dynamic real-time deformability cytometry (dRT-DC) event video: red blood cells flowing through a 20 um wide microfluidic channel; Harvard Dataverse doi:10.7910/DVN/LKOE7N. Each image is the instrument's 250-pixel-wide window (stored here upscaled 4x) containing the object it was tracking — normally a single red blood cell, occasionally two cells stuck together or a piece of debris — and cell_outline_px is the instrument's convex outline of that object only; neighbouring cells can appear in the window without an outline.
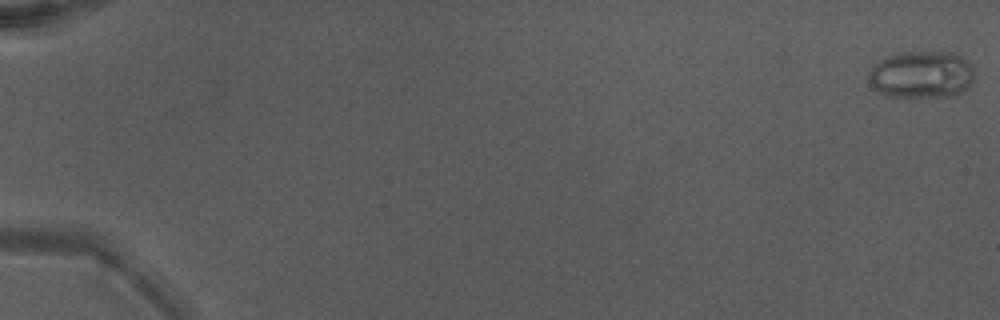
{"species": "Egyptian fruit bat (a non-hibernating species)", "species_latin": "Rousettus aegyptiacus", "temperature_condition": "warm", "stored_images_in_passage": 15, "camera_frame_rate_fps": 3000, "um_per_image_px": 0.085, "animal": {"sex": "male"}, "frame": {"image": 1, "passage_image": 1, "time_ms": 0.0, "image_size_px": [1000, 320], "cell_outline_px": [[976, 76], [960, 92], [948, 96], [888, 96], [880, 92], [868, 80], [868, 72], [880, 60], [896, 52], [956, 52], [972, 64]], "centroid_in_image_um": [78.35, 6.3], "position_along_channel_um": 6.7, "area_um2": 28.9}}